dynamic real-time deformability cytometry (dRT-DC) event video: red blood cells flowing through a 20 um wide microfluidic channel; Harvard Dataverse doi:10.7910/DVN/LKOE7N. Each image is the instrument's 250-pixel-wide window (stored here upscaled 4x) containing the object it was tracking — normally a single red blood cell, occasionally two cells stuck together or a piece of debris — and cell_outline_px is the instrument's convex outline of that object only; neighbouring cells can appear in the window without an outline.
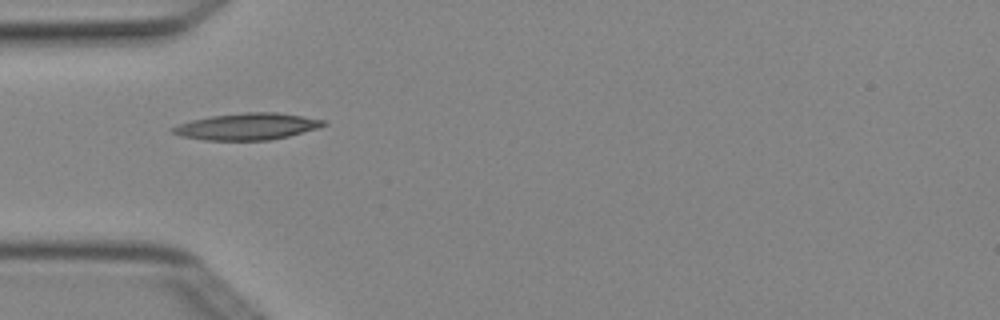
{"species": "Egyptian fruit bat (a non-hibernating species)", "species_latin": "Rousettus aegyptiacus", "temperature_condition": "cold", "stored_images_in_passage": 2, "camera_frame_rate_fps": 3000, "um_per_image_px": 0.085, "animal": {"sex": "female"}, "frame": {"image": 1, "passage_image": 1, "time_ms": 0.0, "image_size_px": [1000, 320], "cell_outline_px": [[328, 124], [320, 128], [288, 136], [268, 140], [204, 140], [180, 136], [172, 132], [168, 128], [192, 120], [212, 116], [244, 112], [276, 112], [324, 120]], "centroid_in_image_um": [21.01, 10.75], "position_along_channel_um": 64.0, "area_um2": 23.35}}
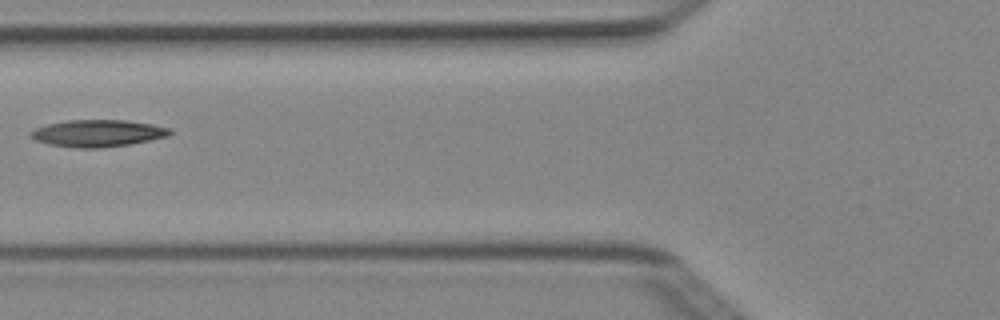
{"frame": {"image": 2, "passage_image": 2, "time_ms": 0.333, "image_size_px": [1000, 320], "cell_outline_px": [[172, 132], [168, 136], [128, 144], [100, 148], [76, 148], [48, 144], [36, 140], [28, 136], [28, 132], [36, 128], [48, 124], [68, 120], [128, 120], [152, 124], [172, 128]], "centroid_in_image_um": [8.29, 11.32], "position_along_channel_um": 117.5, "area_um2": 21.91}}